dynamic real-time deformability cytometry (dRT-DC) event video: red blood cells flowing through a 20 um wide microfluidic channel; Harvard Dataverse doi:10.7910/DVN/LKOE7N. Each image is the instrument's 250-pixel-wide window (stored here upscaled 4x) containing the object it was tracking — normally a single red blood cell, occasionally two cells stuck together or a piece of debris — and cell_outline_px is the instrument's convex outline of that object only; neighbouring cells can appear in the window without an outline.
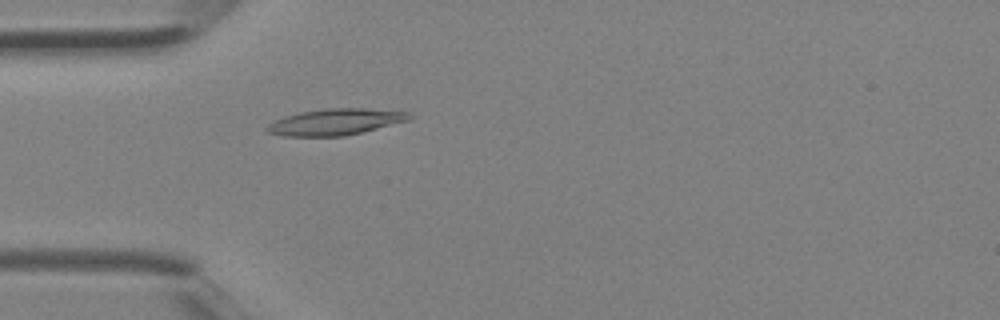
{"species": "Egyptian fruit bat (a non-hibernating species)", "species_latin": "Rousettus aegyptiacus", "temperature_condition": "room temperature", "stored_images_in_passage": 1, "camera_frame_rate_fps": 3000, "um_per_image_px": 0.085, "animal": {"sex": "female"}, "frame": {"image": 1, "passage_image": 1, "time_ms": 0.0, "image_size_px": [1000, 320], "cell_outline_px": [[412, 116], [408, 120], [344, 136], [280, 136], [268, 132], [264, 128], [268, 124], [284, 116], [300, 112], [324, 108], [364, 108], [408, 112]], "centroid_in_image_um": [28.44, 10.36], "position_along_channel_um": 56.6, "area_um2": 21.62}}